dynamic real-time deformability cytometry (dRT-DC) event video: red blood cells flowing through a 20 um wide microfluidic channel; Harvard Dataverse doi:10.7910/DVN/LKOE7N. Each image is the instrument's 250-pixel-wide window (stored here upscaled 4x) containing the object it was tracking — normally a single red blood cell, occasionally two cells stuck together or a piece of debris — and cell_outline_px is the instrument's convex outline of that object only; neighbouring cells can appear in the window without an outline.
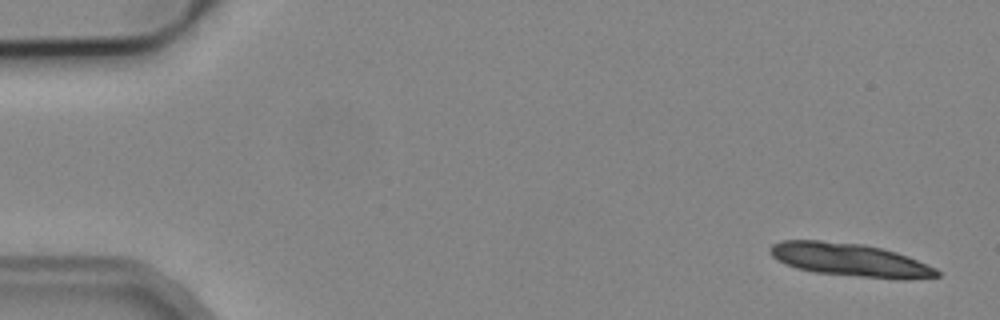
{"species": "common noctule bat (a hibernating species)", "species_latin": "Nyctalus noctula", "temperature_condition": "cold", "stored_images_in_passage": 5, "camera_frame_rate_fps": 3000, "um_per_image_px": 0.085, "animal": {"sex": "male", "body_mass_g": 19.2, "forearm_length_mm": 51.8}, "frame": {"image": 1, "passage_image": 1, "time_ms": 0.0, "image_size_px": [1000, 320], "cell_outline_px": [[940, 276], [908, 280], [900, 280], [816, 272], [796, 268], [772, 256], [768, 248], [772, 244], [780, 240], [820, 240], [864, 244], [896, 252], [908, 256], [936, 268], [940, 272]], "centroid_in_image_um": [72.28, 22.09], "position_along_channel_um": 12.7, "area_um2": 32.14}}